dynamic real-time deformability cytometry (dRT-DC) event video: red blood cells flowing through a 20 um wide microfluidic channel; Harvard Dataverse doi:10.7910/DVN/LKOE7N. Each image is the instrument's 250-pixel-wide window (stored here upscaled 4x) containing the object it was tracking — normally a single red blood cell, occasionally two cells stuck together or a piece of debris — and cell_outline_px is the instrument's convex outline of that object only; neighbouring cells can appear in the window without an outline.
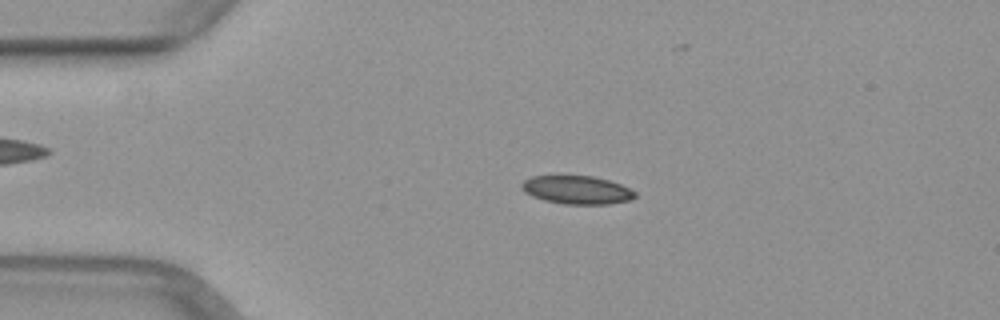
{"species": "common noctule bat (a hibernating species)", "species_latin": "Nyctalus noctula", "temperature_condition": "warm", "stored_images_in_passage": 51, "camera_frame_rate_fps": 3000, "um_per_image_px": 0.085, "animal": {"sex": "female", "body_mass_g": 29.2, "forearm_length_mm": 56.3}, "frame": {"image": 1, "passage_image": 11, "time_ms": 3.333, "image_size_px": [1000, 320], "cell_outline_px": [[636, 196], [632, 200], [608, 204], [564, 204], [544, 200], [532, 196], [524, 192], [520, 188], [520, 184], [524, 180], [532, 176], [592, 176], [608, 180], [620, 184], [636, 192]], "centroid_in_image_um": [49.02, 16.15], "position_along_channel_um": 36.0, "area_um2": 18.73}}
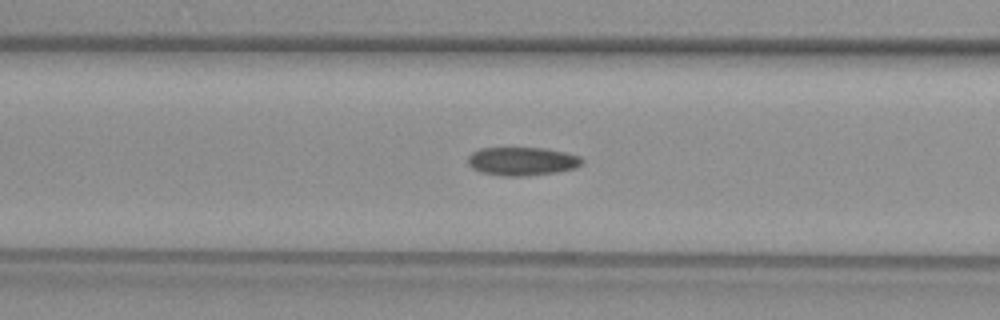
{"frame": {"image": 2, "passage_image": 20, "time_ms": 6.333, "image_size_px": [1000, 320], "cell_outline_px": [[584, 164], [576, 168], [556, 172], [524, 176], [500, 176], [480, 172], [472, 168], [468, 164], [468, 156], [472, 152], [480, 148], [544, 148], [564, 152], [580, 156], [584, 160]], "centroid_in_image_um": [44.38, 13.71], "position_along_channel_um": 122.2, "area_um2": 19.07}}
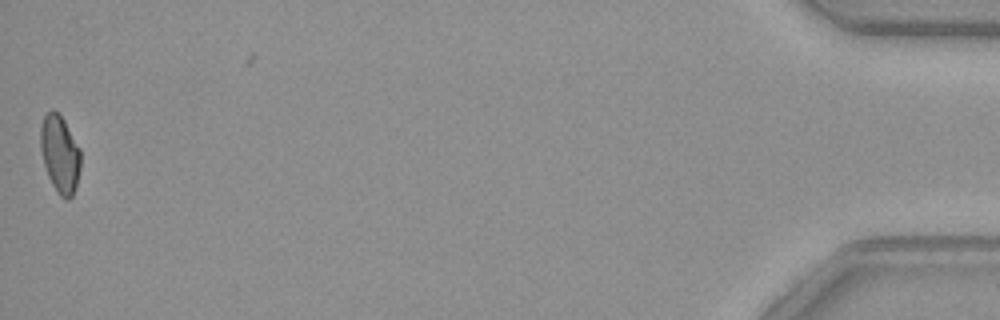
{"frame": {"image": 3, "passage_image": 50, "time_ms": 16.333, "image_size_px": [1000, 320], "cell_outline_px": [[80, 168], [76, 184], [72, 196], [68, 200], [64, 200], [56, 192], [48, 176], [44, 164], [40, 148], [40, 128], [44, 116], [52, 108], [60, 112], [80, 148]], "centroid_in_image_um": [5.08, 13.07], "position_along_channel_um": 430.1, "area_um2": 18.32}}